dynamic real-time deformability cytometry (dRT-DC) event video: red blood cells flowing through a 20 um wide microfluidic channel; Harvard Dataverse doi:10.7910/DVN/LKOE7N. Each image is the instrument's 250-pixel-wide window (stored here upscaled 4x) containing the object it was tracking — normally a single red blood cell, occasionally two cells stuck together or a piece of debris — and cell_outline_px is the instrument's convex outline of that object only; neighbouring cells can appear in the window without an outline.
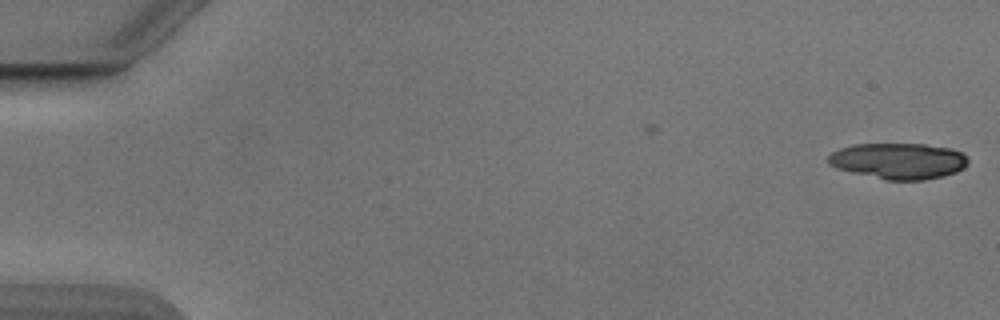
{"species": "Egyptian fruit bat (a non-hibernating species)", "species_latin": "Rousettus aegyptiacus", "temperature_condition": "cold", "stored_images_in_passage": 7, "camera_frame_rate_fps": 3000, "um_per_image_px": 0.085, "animal": {"sex": "male"}, "frame": {"image": 1, "passage_image": 7, "time_ms": 2.0, "image_size_px": [1000, 320], "cell_outline_px": [[968, 164], [964, 168], [956, 172], [944, 176], [924, 180], [888, 180], [852, 172], [836, 168], [828, 164], [828, 156], [832, 152], [840, 148], [856, 144], [924, 144], [952, 148], [960, 152], [968, 160]], "centroid_in_image_um": [76.38, 13.68], "position_along_channel_um": 8.6, "area_um2": 29.3}}